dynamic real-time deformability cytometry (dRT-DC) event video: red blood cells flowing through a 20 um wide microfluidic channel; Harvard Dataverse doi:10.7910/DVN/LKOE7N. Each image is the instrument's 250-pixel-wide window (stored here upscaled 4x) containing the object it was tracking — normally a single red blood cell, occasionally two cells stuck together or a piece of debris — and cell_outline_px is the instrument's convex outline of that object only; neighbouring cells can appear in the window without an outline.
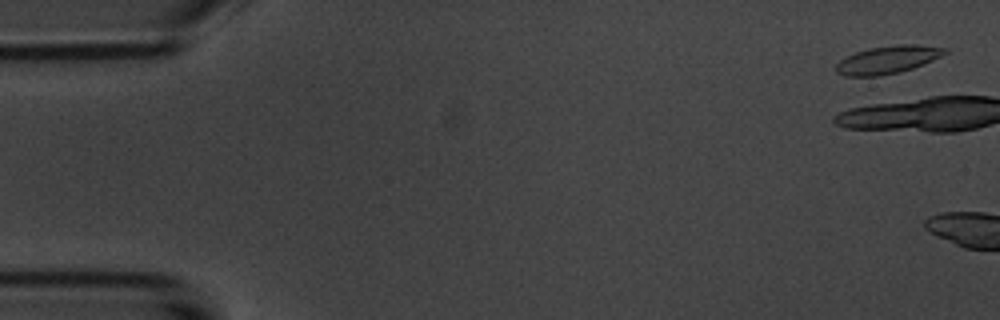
{"species": "common noctule bat (a hibernating species)", "species_latin": "Nyctalus noctula", "temperature_condition": "room temperature", "stored_images_in_passage": 4, "camera_frame_rate_fps": 3000, "um_per_image_px": 0.085, "animal": {"sex": "male", "body_mass_g": 20.1, "forearm_length_mm": 53.5}, "frame": {"image": 1, "passage_image": 2, "time_ms": 0.333, "image_size_px": [1000, 320], "cell_outline_px": [[948, 52], [932, 60], [912, 68], [900, 72], [880, 76], [844, 76], [836, 72], [836, 64], [840, 60], [856, 52], [868, 48], [896, 44], [916, 44], [948, 48]], "centroid_in_image_um": [75.45, 5.07], "position_along_channel_um": 9.5, "area_um2": 17.63}}